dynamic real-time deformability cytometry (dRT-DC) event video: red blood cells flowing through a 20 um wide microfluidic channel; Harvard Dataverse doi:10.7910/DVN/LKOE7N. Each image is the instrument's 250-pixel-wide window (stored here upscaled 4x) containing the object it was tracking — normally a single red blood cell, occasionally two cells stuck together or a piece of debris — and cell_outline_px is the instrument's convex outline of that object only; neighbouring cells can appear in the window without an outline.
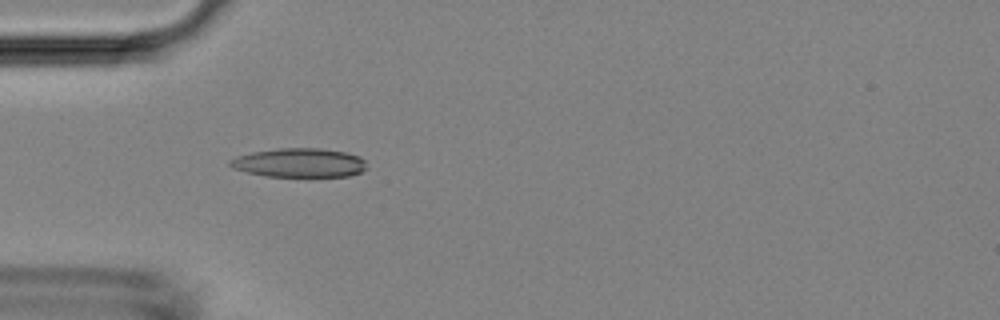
{"species": "Egyptian fruit bat (a non-hibernating species)", "species_latin": "Rousettus aegyptiacus", "temperature_condition": "room temperature", "stored_images_in_passage": 5, "camera_frame_rate_fps": 3000, "um_per_image_px": 0.085, "animal": {"sex": "female"}, "frame": {"image": 1, "passage_image": 4, "time_ms": 3.667, "image_size_px": [1000, 320], "cell_outline_px": [[368, 168], [360, 172], [348, 176], [308, 180], [264, 176], [232, 168], [228, 164], [228, 160], [236, 156], [252, 152], [280, 148], [320, 148], [344, 152], [360, 156], [364, 160]], "centroid_in_image_um": [25.46, 13.89], "position_along_channel_um": 59.5, "area_um2": 24.33}}